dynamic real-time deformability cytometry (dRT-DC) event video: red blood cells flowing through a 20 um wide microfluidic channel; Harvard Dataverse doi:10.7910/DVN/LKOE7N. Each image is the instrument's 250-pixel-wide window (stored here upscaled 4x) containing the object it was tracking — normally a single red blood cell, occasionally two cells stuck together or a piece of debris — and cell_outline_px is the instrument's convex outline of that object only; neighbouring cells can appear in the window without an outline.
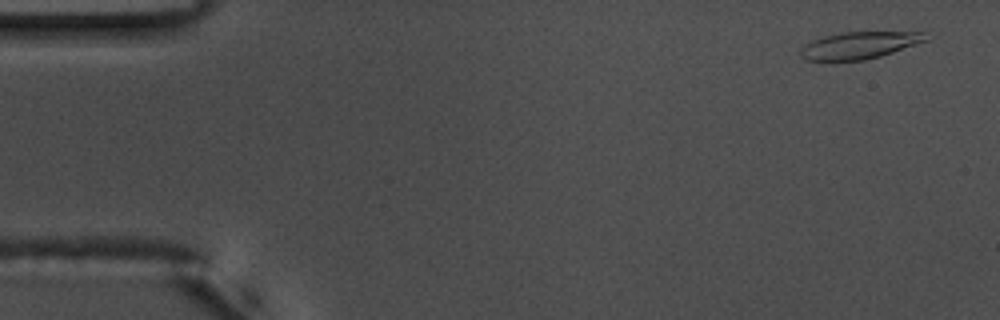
{"species": "common noctule bat (a hibernating species)", "species_latin": "Nyctalus noctula", "temperature_condition": "warm", "stored_images_in_passage": 55, "camera_frame_rate_fps": 3000, "um_per_image_px": 0.085, "animal": {"sex": "male", "body_mass_g": 17.5, "forearm_length_mm": 52.3}, "frame": {"image": 1, "passage_image": 3, "time_ms": 0.667, "image_size_px": [1000, 320], "cell_outline_px": [[936, 36], [928, 40], [880, 56], [864, 60], [804, 60], [800, 56], [800, 48], [804, 44], [812, 40], [824, 36], [840, 32], [932, 28]], "centroid_in_image_um": [73.34, 3.75], "position_along_channel_um": 11.7, "area_um2": 21.39}}
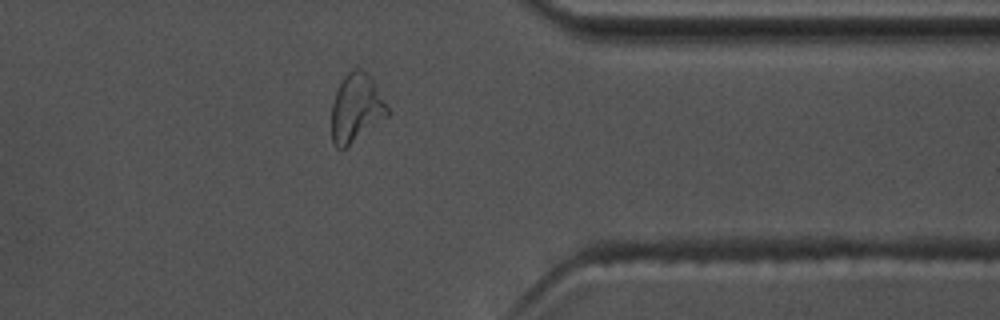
{"frame": {"image": 2, "passage_image": 44, "time_ms": 14.333, "image_size_px": [1000, 320], "cell_outline_px": [[388, 116], [344, 148], [336, 148], [332, 140], [332, 104], [336, 92], [344, 76], [352, 68], [360, 68], [368, 72], [388, 108]], "centroid_in_image_um": [30.26, 9.16], "position_along_channel_um": 381.1, "area_um2": 21.85}}
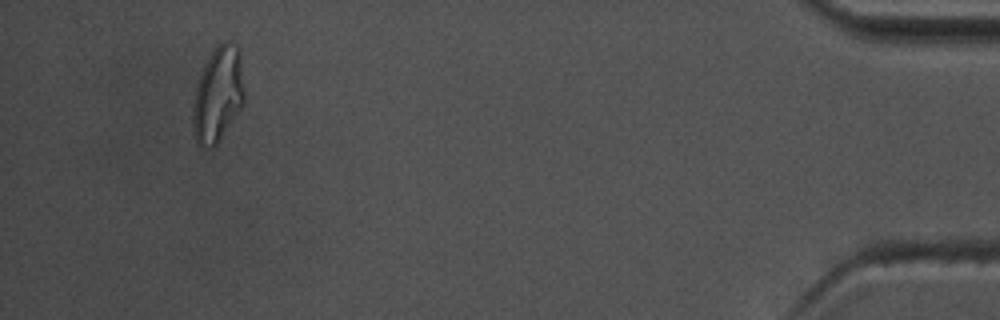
{"frame": {"image": 3, "passage_image": 52, "time_ms": 17.0, "image_size_px": [1000, 320], "cell_outline_px": [[244, 104], [216, 144], [212, 148], [196, 144], [192, 132], [192, 108], [196, 84], [200, 72], [204, 64], [216, 44], [224, 40], [236, 48], [240, 52], [244, 88]], "centroid_in_image_um": [18.49, 8.04], "position_along_channel_um": 416.7, "area_um2": 28.78}, "authors_computed_cell_mechanics": {"area_um2": 20.1722, "velocity_mm_per_s": 3.6674, "shape_relaxation_time_tau1_ms": 7.2176, "shape_relaxation_time_tau2_ms": 1.6276, "deformation_change_tau1": 0.2638, "deformation_change_tau2": 0.1123}}